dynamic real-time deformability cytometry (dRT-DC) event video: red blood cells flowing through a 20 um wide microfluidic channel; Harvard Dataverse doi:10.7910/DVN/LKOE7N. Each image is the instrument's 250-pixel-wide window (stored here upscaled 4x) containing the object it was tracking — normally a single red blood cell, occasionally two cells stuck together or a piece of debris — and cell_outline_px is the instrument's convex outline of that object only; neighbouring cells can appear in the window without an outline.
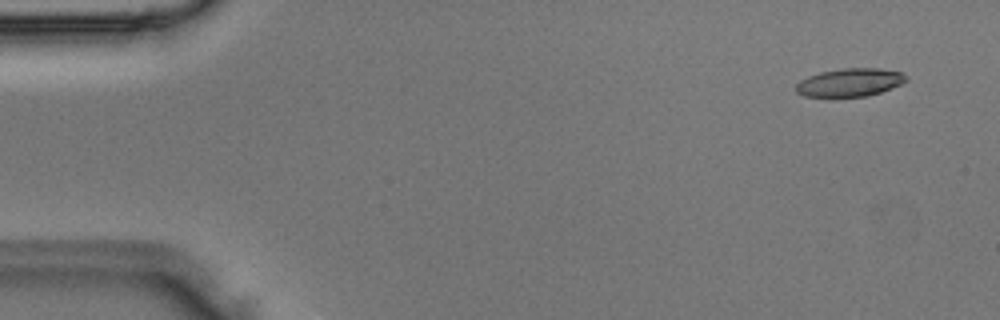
{"species": "Egyptian fruit bat (a non-hibernating species)", "species_latin": "Rousettus aegyptiacus", "temperature_condition": "room temperature", "stored_images_in_passage": 48, "camera_frame_rate_fps": 3000, "um_per_image_px": 0.085, "animal": {"sex": "male"}, "frame": {"image": 1, "passage_image": 3, "time_ms": 0.667, "image_size_px": [1000, 320], "cell_outline_px": [[908, 80], [892, 88], [868, 96], [832, 100], [804, 96], [796, 92], [796, 84], [800, 80], [808, 76], [820, 72], [844, 68], [880, 68], [900, 72], [908, 76]], "centroid_in_image_um": [72.19, 7.06], "position_along_channel_um": 12.8, "area_um2": 18.9}}
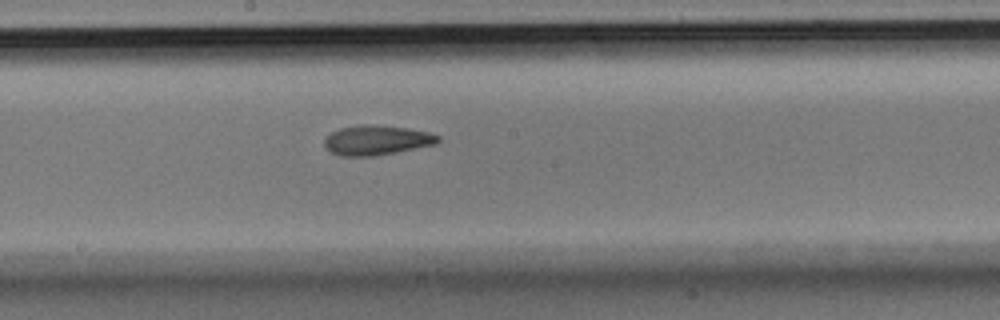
{"frame": {"image": 2, "passage_image": 26, "time_ms": 8.333, "image_size_px": [1000, 320], "cell_outline_px": [[440, 140], [436, 144], [376, 156], [340, 156], [332, 152], [324, 144], [324, 140], [332, 132], [340, 128], [356, 124], [364, 124], [404, 128], [428, 132], [440, 136]], "centroid_in_image_um": [32.01, 11.92], "position_along_channel_um": 216.2, "area_um2": 19.48}}
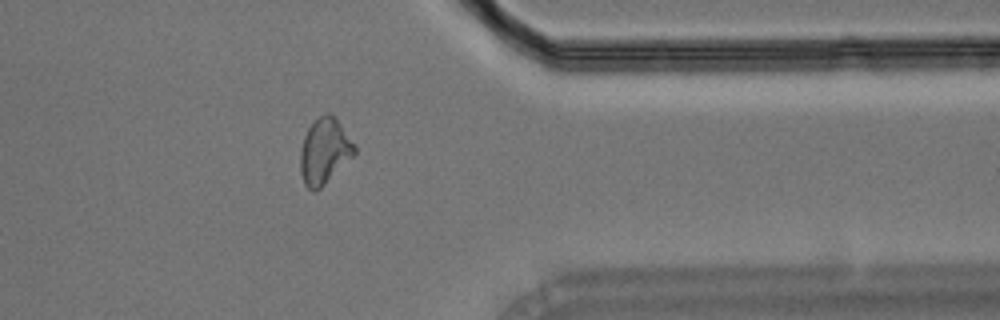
{"frame": {"image": 3, "passage_image": 39, "time_ms": 12.667, "image_size_px": [1000, 320], "cell_outline_px": [[356, 152], [316, 192], [312, 192], [304, 184], [300, 172], [300, 148], [304, 136], [308, 128], [324, 112], [328, 112], [336, 120], [356, 144]], "centroid_in_image_um": [27.55, 12.86], "position_along_channel_um": 383.8, "area_um2": 20.46}}